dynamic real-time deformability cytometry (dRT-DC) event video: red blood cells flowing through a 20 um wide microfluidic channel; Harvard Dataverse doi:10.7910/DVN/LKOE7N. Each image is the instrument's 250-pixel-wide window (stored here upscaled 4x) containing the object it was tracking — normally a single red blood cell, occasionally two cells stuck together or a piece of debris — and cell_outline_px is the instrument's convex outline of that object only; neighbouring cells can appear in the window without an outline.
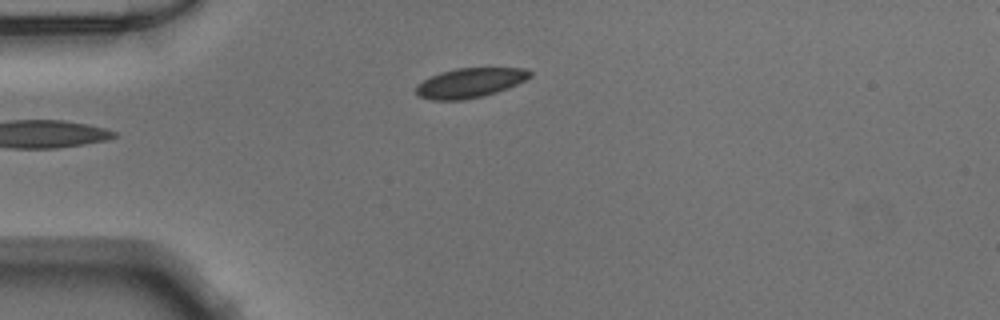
{"species": "Egyptian fruit bat (a non-hibernating species)", "species_latin": "Rousettus aegyptiacus", "temperature_condition": "warm", "stored_images_in_passage": 33, "camera_frame_rate_fps": 3000, "um_per_image_px": 0.085, "animal": {"sex": "male"}, "frame": {"image": 1, "passage_image": 1, "time_ms": 0.0, "image_size_px": [1000, 320], "cell_outline_px": [[532, 76], [508, 88], [484, 96], [464, 100], [432, 100], [420, 96], [416, 92], [416, 84], [440, 72], [456, 68], [524, 68], [532, 72]], "centroid_in_image_um": [39.95, 7.04], "position_along_channel_um": 45.1, "area_um2": 19.59}}
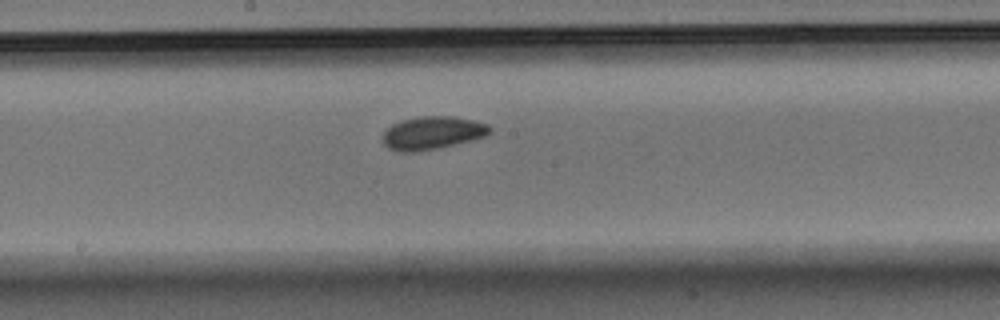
{"frame": {"image": 2, "passage_image": 15, "time_ms": 4.667, "image_size_px": [1000, 320], "cell_outline_px": [[492, 132], [488, 136], [436, 148], [412, 152], [404, 152], [388, 148], [384, 144], [384, 132], [392, 124], [404, 120], [420, 116], [452, 116], [472, 120], [488, 124], [492, 128]], "centroid_in_image_um": [36.8, 11.29], "position_along_channel_um": 211.4, "area_um2": 20.35}}
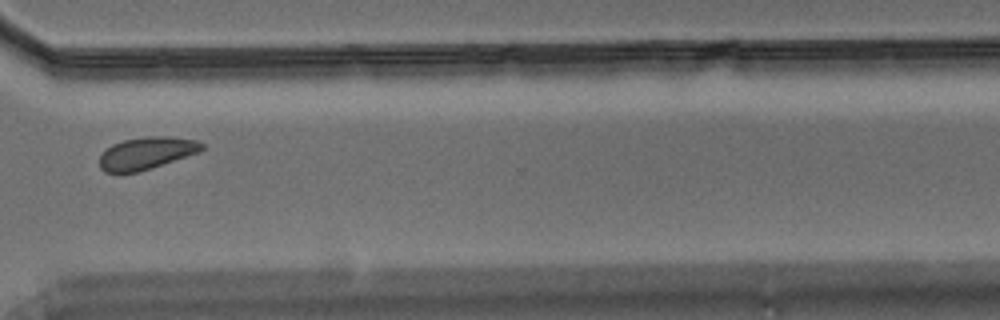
{"frame": {"image": 3, "passage_image": 26, "time_ms": 8.333, "image_size_px": [1000, 320], "cell_outline_px": [[204, 148], [200, 152], [136, 172], [104, 172], [100, 168], [100, 156], [112, 144], [124, 140], [148, 136], [168, 136], [196, 140], [204, 144]], "centroid_in_image_um": [12.46, 13.0], "position_along_channel_um": 358.1, "area_um2": 18.9}}